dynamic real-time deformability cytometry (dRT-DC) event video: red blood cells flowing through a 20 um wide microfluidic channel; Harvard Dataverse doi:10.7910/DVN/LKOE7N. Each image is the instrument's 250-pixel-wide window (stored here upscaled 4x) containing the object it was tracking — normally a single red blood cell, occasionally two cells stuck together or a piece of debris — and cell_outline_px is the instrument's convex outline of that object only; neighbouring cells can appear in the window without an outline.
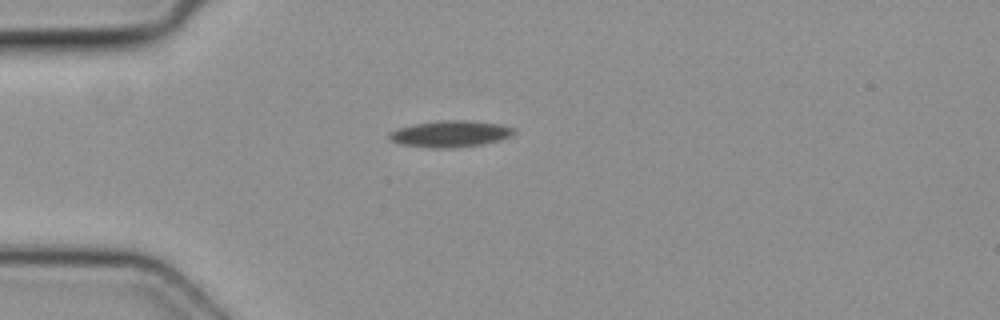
{"species": "common noctule bat (a hibernating species)", "species_latin": "Nyctalus noctula", "temperature_condition": "cold", "stored_images_in_passage": 5, "camera_frame_rate_fps": 3000, "um_per_image_px": 0.085, "animal": {"sex": "female", "body_mass_g": 19.3, "forearm_length_mm": 54.1}, "frame": {"image": 1, "passage_image": 5, "time_ms": 1.333, "image_size_px": [1000, 320], "cell_outline_px": [[516, 132], [512, 136], [500, 140], [480, 144], [448, 148], [432, 148], [400, 144], [388, 140], [388, 132], [412, 124], [440, 120], [468, 120], [500, 124], [516, 128]], "centroid_in_image_um": [38.27, 11.37], "position_along_channel_um": 46.7, "area_um2": 19.36}}